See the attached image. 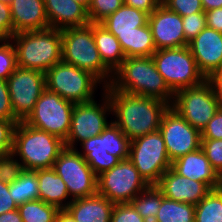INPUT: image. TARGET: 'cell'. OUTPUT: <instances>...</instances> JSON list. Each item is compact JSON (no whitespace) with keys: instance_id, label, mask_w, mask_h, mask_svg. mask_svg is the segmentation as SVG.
Wrapping results in <instances>:
<instances>
[{"instance_id":"1","label":"cell","mask_w":222,"mask_h":222,"mask_svg":"<svg viewBox=\"0 0 222 222\" xmlns=\"http://www.w3.org/2000/svg\"><path fill=\"white\" fill-rule=\"evenodd\" d=\"M112 107V120L131 141L158 131L162 117L170 105L153 97H145L105 86Z\"/></svg>"},{"instance_id":"2","label":"cell","mask_w":222,"mask_h":222,"mask_svg":"<svg viewBox=\"0 0 222 222\" xmlns=\"http://www.w3.org/2000/svg\"><path fill=\"white\" fill-rule=\"evenodd\" d=\"M110 85L122 92L153 97L173 104L174 93L156 69L152 57H129L113 73Z\"/></svg>"},{"instance_id":"3","label":"cell","mask_w":222,"mask_h":222,"mask_svg":"<svg viewBox=\"0 0 222 222\" xmlns=\"http://www.w3.org/2000/svg\"><path fill=\"white\" fill-rule=\"evenodd\" d=\"M64 149L65 142L59 137L33 128L24 121L16 124L11 154L22 164L23 169L35 171L53 168Z\"/></svg>"},{"instance_id":"4","label":"cell","mask_w":222,"mask_h":222,"mask_svg":"<svg viewBox=\"0 0 222 222\" xmlns=\"http://www.w3.org/2000/svg\"><path fill=\"white\" fill-rule=\"evenodd\" d=\"M11 42L16 51V65L19 68L36 69L45 73L62 61L61 30L19 32L12 36Z\"/></svg>"},{"instance_id":"5","label":"cell","mask_w":222,"mask_h":222,"mask_svg":"<svg viewBox=\"0 0 222 222\" xmlns=\"http://www.w3.org/2000/svg\"><path fill=\"white\" fill-rule=\"evenodd\" d=\"M62 61L88 71L104 86L110 85L113 73L103 64L93 36V23L61 30Z\"/></svg>"},{"instance_id":"6","label":"cell","mask_w":222,"mask_h":222,"mask_svg":"<svg viewBox=\"0 0 222 222\" xmlns=\"http://www.w3.org/2000/svg\"><path fill=\"white\" fill-rule=\"evenodd\" d=\"M151 57L174 94L181 89L200 85L206 80L188 46L156 50Z\"/></svg>"},{"instance_id":"7","label":"cell","mask_w":222,"mask_h":222,"mask_svg":"<svg viewBox=\"0 0 222 222\" xmlns=\"http://www.w3.org/2000/svg\"><path fill=\"white\" fill-rule=\"evenodd\" d=\"M46 89L74 103L92 101L98 86L103 83L88 71L63 61L45 72ZM99 84V85H98Z\"/></svg>"},{"instance_id":"8","label":"cell","mask_w":222,"mask_h":222,"mask_svg":"<svg viewBox=\"0 0 222 222\" xmlns=\"http://www.w3.org/2000/svg\"><path fill=\"white\" fill-rule=\"evenodd\" d=\"M128 159L148 185H156L172 167L159 130L131 140Z\"/></svg>"},{"instance_id":"9","label":"cell","mask_w":222,"mask_h":222,"mask_svg":"<svg viewBox=\"0 0 222 222\" xmlns=\"http://www.w3.org/2000/svg\"><path fill=\"white\" fill-rule=\"evenodd\" d=\"M74 105V102L45 89L24 122L65 141L70 131Z\"/></svg>"},{"instance_id":"10","label":"cell","mask_w":222,"mask_h":222,"mask_svg":"<svg viewBox=\"0 0 222 222\" xmlns=\"http://www.w3.org/2000/svg\"><path fill=\"white\" fill-rule=\"evenodd\" d=\"M102 99L97 103L95 99L88 102L75 103L71 127L66 138L65 147L76 149L77 143H82L91 137L100 135L110 122L108 114H112V107L108 94L102 92ZM76 144V145H75Z\"/></svg>"},{"instance_id":"11","label":"cell","mask_w":222,"mask_h":222,"mask_svg":"<svg viewBox=\"0 0 222 222\" xmlns=\"http://www.w3.org/2000/svg\"><path fill=\"white\" fill-rule=\"evenodd\" d=\"M192 127L202 132L213 118L220 104L210 83L181 89L174 94L171 105Z\"/></svg>"},{"instance_id":"12","label":"cell","mask_w":222,"mask_h":222,"mask_svg":"<svg viewBox=\"0 0 222 222\" xmlns=\"http://www.w3.org/2000/svg\"><path fill=\"white\" fill-rule=\"evenodd\" d=\"M147 186L128 158L97 176V193L114 204L130 203Z\"/></svg>"},{"instance_id":"13","label":"cell","mask_w":222,"mask_h":222,"mask_svg":"<svg viewBox=\"0 0 222 222\" xmlns=\"http://www.w3.org/2000/svg\"><path fill=\"white\" fill-rule=\"evenodd\" d=\"M53 169L65 182L70 199L89 197L97 193V176L78 148H66L55 160Z\"/></svg>"},{"instance_id":"14","label":"cell","mask_w":222,"mask_h":222,"mask_svg":"<svg viewBox=\"0 0 222 222\" xmlns=\"http://www.w3.org/2000/svg\"><path fill=\"white\" fill-rule=\"evenodd\" d=\"M6 81L13 113L19 121H25L46 89L45 73L17 67Z\"/></svg>"},{"instance_id":"15","label":"cell","mask_w":222,"mask_h":222,"mask_svg":"<svg viewBox=\"0 0 222 222\" xmlns=\"http://www.w3.org/2000/svg\"><path fill=\"white\" fill-rule=\"evenodd\" d=\"M158 130L171 162L201 148V132L192 127L171 106L164 113Z\"/></svg>"},{"instance_id":"16","label":"cell","mask_w":222,"mask_h":222,"mask_svg":"<svg viewBox=\"0 0 222 222\" xmlns=\"http://www.w3.org/2000/svg\"><path fill=\"white\" fill-rule=\"evenodd\" d=\"M148 24L156 50L188 46L182 16L170 11L162 3L149 15Z\"/></svg>"},{"instance_id":"17","label":"cell","mask_w":222,"mask_h":222,"mask_svg":"<svg viewBox=\"0 0 222 222\" xmlns=\"http://www.w3.org/2000/svg\"><path fill=\"white\" fill-rule=\"evenodd\" d=\"M188 47L206 79L222 69V33L205 27L189 42Z\"/></svg>"},{"instance_id":"18","label":"cell","mask_w":222,"mask_h":222,"mask_svg":"<svg viewBox=\"0 0 222 222\" xmlns=\"http://www.w3.org/2000/svg\"><path fill=\"white\" fill-rule=\"evenodd\" d=\"M156 186L165 198L193 205H197L211 191L205 183L186 178L172 167L163 173Z\"/></svg>"},{"instance_id":"19","label":"cell","mask_w":222,"mask_h":222,"mask_svg":"<svg viewBox=\"0 0 222 222\" xmlns=\"http://www.w3.org/2000/svg\"><path fill=\"white\" fill-rule=\"evenodd\" d=\"M172 168L186 178L205 183L211 190L222 187V178L210 165L202 148L176 159Z\"/></svg>"},{"instance_id":"20","label":"cell","mask_w":222,"mask_h":222,"mask_svg":"<svg viewBox=\"0 0 222 222\" xmlns=\"http://www.w3.org/2000/svg\"><path fill=\"white\" fill-rule=\"evenodd\" d=\"M13 35L49 28L44 0H15L10 4Z\"/></svg>"},{"instance_id":"21","label":"cell","mask_w":222,"mask_h":222,"mask_svg":"<svg viewBox=\"0 0 222 222\" xmlns=\"http://www.w3.org/2000/svg\"><path fill=\"white\" fill-rule=\"evenodd\" d=\"M49 27L62 30L90 23L87 9L74 0H44Z\"/></svg>"},{"instance_id":"22","label":"cell","mask_w":222,"mask_h":222,"mask_svg":"<svg viewBox=\"0 0 222 222\" xmlns=\"http://www.w3.org/2000/svg\"><path fill=\"white\" fill-rule=\"evenodd\" d=\"M114 203L98 193L73 199L65 208L76 222H110Z\"/></svg>"},{"instance_id":"23","label":"cell","mask_w":222,"mask_h":222,"mask_svg":"<svg viewBox=\"0 0 222 222\" xmlns=\"http://www.w3.org/2000/svg\"><path fill=\"white\" fill-rule=\"evenodd\" d=\"M36 176L38 178L39 200L58 209H65L72 202V199H69L65 182L53 168L38 169Z\"/></svg>"},{"instance_id":"24","label":"cell","mask_w":222,"mask_h":222,"mask_svg":"<svg viewBox=\"0 0 222 222\" xmlns=\"http://www.w3.org/2000/svg\"><path fill=\"white\" fill-rule=\"evenodd\" d=\"M148 17V13L123 4L100 24L117 37L118 35H129L136 31L137 27L147 25Z\"/></svg>"},{"instance_id":"25","label":"cell","mask_w":222,"mask_h":222,"mask_svg":"<svg viewBox=\"0 0 222 222\" xmlns=\"http://www.w3.org/2000/svg\"><path fill=\"white\" fill-rule=\"evenodd\" d=\"M84 157L96 176L104 171L110 170L120 163V159L105 150V129L98 135L83 141L81 144Z\"/></svg>"},{"instance_id":"26","label":"cell","mask_w":222,"mask_h":222,"mask_svg":"<svg viewBox=\"0 0 222 222\" xmlns=\"http://www.w3.org/2000/svg\"><path fill=\"white\" fill-rule=\"evenodd\" d=\"M93 36L103 64L114 73L126 58L118 39L100 23H93Z\"/></svg>"},{"instance_id":"27","label":"cell","mask_w":222,"mask_h":222,"mask_svg":"<svg viewBox=\"0 0 222 222\" xmlns=\"http://www.w3.org/2000/svg\"><path fill=\"white\" fill-rule=\"evenodd\" d=\"M116 38L126 58L151 57L156 51L149 24L137 27L136 31L129 35H118Z\"/></svg>"},{"instance_id":"28","label":"cell","mask_w":222,"mask_h":222,"mask_svg":"<svg viewBox=\"0 0 222 222\" xmlns=\"http://www.w3.org/2000/svg\"><path fill=\"white\" fill-rule=\"evenodd\" d=\"M11 198L19 206L25 202L39 200L36 170H23L20 176L9 184Z\"/></svg>"},{"instance_id":"29","label":"cell","mask_w":222,"mask_h":222,"mask_svg":"<svg viewBox=\"0 0 222 222\" xmlns=\"http://www.w3.org/2000/svg\"><path fill=\"white\" fill-rule=\"evenodd\" d=\"M130 203L146 222H154L162 203L161 190L156 185H148Z\"/></svg>"},{"instance_id":"30","label":"cell","mask_w":222,"mask_h":222,"mask_svg":"<svg viewBox=\"0 0 222 222\" xmlns=\"http://www.w3.org/2000/svg\"><path fill=\"white\" fill-rule=\"evenodd\" d=\"M194 216L195 205L170 200L162 194V203L154 222H194Z\"/></svg>"},{"instance_id":"31","label":"cell","mask_w":222,"mask_h":222,"mask_svg":"<svg viewBox=\"0 0 222 222\" xmlns=\"http://www.w3.org/2000/svg\"><path fill=\"white\" fill-rule=\"evenodd\" d=\"M194 222H222V187L212 189L195 205Z\"/></svg>"},{"instance_id":"32","label":"cell","mask_w":222,"mask_h":222,"mask_svg":"<svg viewBox=\"0 0 222 222\" xmlns=\"http://www.w3.org/2000/svg\"><path fill=\"white\" fill-rule=\"evenodd\" d=\"M23 222H55L60 209L42 200L25 202L18 206Z\"/></svg>"},{"instance_id":"33","label":"cell","mask_w":222,"mask_h":222,"mask_svg":"<svg viewBox=\"0 0 222 222\" xmlns=\"http://www.w3.org/2000/svg\"><path fill=\"white\" fill-rule=\"evenodd\" d=\"M105 150L120 160L129 156L130 140L112 120L105 128Z\"/></svg>"},{"instance_id":"34","label":"cell","mask_w":222,"mask_h":222,"mask_svg":"<svg viewBox=\"0 0 222 222\" xmlns=\"http://www.w3.org/2000/svg\"><path fill=\"white\" fill-rule=\"evenodd\" d=\"M124 4L123 0H91L87 9L90 23H101Z\"/></svg>"},{"instance_id":"35","label":"cell","mask_w":222,"mask_h":222,"mask_svg":"<svg viewBox=\"0 0 222 222\" xmlns=\"http://www.w3.org/2000/svg\"><path fill=\"white\" fill-rule=\"evenodd\" d=\"M16 68L14 44L11 41L0 43V80H7Z\"/></svg>"},{"instance_id":"36","label":"cell","mask_w":222,"mask_h":222,"mask_svg":"<svg viewBox=\"0 0 222 222\" xmlns=\"http://www.w3.org/2000/svg\"><path fill=\"white\" fill-rule=\"evenodd\" d=\"M201 148L210 165L222 178V139H201Z\"/></svg>"},{"instance_id":"37","label":"cell","mask_w":222,"mask_h":222,"mask_svg":"<svg viewBox=\"0 0 222 222\" xmlns=\"http://www.w3.org/2000/svg\"><path fill=\"white\" fill-rule=\"evenodd\" d=\"M23 170L22 164L12 154L0 157V181L10 184Z\"/></svg>"},{"instance_id":"38","label":"cell","mask_w":222,"mask_h":222,"mask_svg":"<svg viewBox=\"0 0 222 222\" xmlns=\"http://www.w3.org/2000/svg\"><path fill=\"white\" fill-rule=\"evenodd\" d=\"M182 24L185 39L189 43L206 27L205 12H197L182 17Z\"/></svg>"},{"instance_id":"39","label":"cell","mask_w":222,"mask_h":222,"mask_svg":"<svg viewBox=\"0 0 222 222\" xmlns=\"http://www.w3.org/2000/svg\"><path fill=\"white\" fill-rule=\"evenodd\" d=\"M161 3L170 11L178 13L182 17L204 12L201 0H162Z\"/></svg>"},{"instance_id":"40","label":"cell","mask_w":222,"mask_h":222,"mask_svg":"<svg viewBox=\"0 0 222 222\" xmlns=\"http://www.w3.org/2000/svg\"><path fill=\"white\" fill-rule=\"evenodd\" d=\"M110 222H146L131 203L115 204Z\"/></svg>"},{"instance_id":"41","label":"cell","mask_w":222,"mask_h":222,"mask_svg":"<svg viewBox=\"0 0 222 222\" xmlns=\"http://www.w3.org/2000/svg\"><path fill=\"white\" fill-rule=\"evenodd\" d=\"M16 123L0 120V157L11 154Z\"/></svg>"},{"instance_id":"42","label":"cell","mask_w":222,"mask_h":222,"mask_svg":"<svg viewBox=\"0 0 222 222\" xmlns=\"http://www.w3.org/2000/svg\"><path fill=\"white\" fill-rule=\"evenodd\" d=\"M0 120L20 122L13 113L6 80H0Z\"/></svg>"},{"instance_id":"43","label":"cell","mask_w":222,"mask_h":222,"mask_svg":"<svg viewBox=\"0 0 222 222\" xmlns=\"http://www.w3.org/2000/svg\"><path fill=\"white\" fill-rule=\"evenodd\" d=\"M13 36V22L10 4L0 1V43L11 41Z\"/></svg>"},{"instance_id":"44","label":"cell","mask_w":222,"mask_h":222,"mask_svg":"<svg viewBox=\"0 0 222 222\" xmlns=\"http://www.w3.org/2000/svg\"><path fill=\"white\" fill-rule=\"evenodd\" d=\"M201 139H222V106L202 130Z\"/></svg>"},{"instance_id":"45","label":"cell","mask_w":222,"mask_h":222,"mask_svg":"<svg viewBox=\"0 0 222 222\" xmlns=\"http://www.w3.org/2000/svg\"><path fill=\"white\" fill-rule=\"evenodd\" d=\"M18 209V205L11 198L9 184L0 181V215Z\"/></svg>"},{"instance_id":"46","label":"cell","mask_w":222,"mask_h":222,"mask_svg":"<svg viewBox=\"0 0 222 222\" xmlns=\"http://www.w3.org/2000/svg\"><path fill=\"white\" fill-rule=\"evenodd\" d=\"M124 5L139 9L149 15L161 4V0H123Z\"/></svg>"},{"instance_id":"47","label":"cell","mask_w":222,"mask_h":222,"mask_svg":"<svg viewBox=\"0 0 222 222\" xmlns=\"http://www.w3.org/2000/svg\"><path fill=\"white\" fill-rule=\"evenodd\" d=\"M204 12L206 15V27L222 33V7Z\"/></svg>"},{"instance_id":"48","label":"cell","mask_w":222,"mask_h":222,"mask_svg":"<svg viewBox=\"0 0 222 222\" xmlns=\"http://www.w3.org/2000/svg\"><path fill=\"white\" fill-rule=\"evenodd\" d=\"M206 80L212 86L215 97L222 106V69L212 73Z\"/></svg>"},{"instance_id":"49","label":"cell","mask_w":222,"mask_h":222,"mask_svg":"<svg viewBox=\"0 0 222 222\" xmlns=\"http://www.w3.org/2000/svg\"><path fill=\"white\" fill-rule=\"evenodd\" d=\"M0 222H23L18 209L0 215Z\"/></svg>"},{"instance_id":"50","label":"cell","mask_w":222,"mask_h":222,"mask_svg":"<svg viewBox=\"0 0 222 222\" xmlns=\"http://www.w3.org/2000/svg\"><path fill=\"white\" fill-rule=\"evenodd\" d=\"M55 222H76L72 215L66 209H60Z\"/></svg>"},{"instance_id":"51","label":"cell","mask_w":222,"mask_h":222,"mask_svg":"<svg viewBox=\"0 0 222 222\" xmlns=\"http://www.w3.org/2000/svg\"><path fill=\"white\" fill-rule=\"evenodd\" d=\"M204 11L222 7V0H201Z\"/></svg>"},{"instance_id":"52","label":"cell","mask_w":222,"mask_h":222,"mask_svg":"<svg viewBox=\"0 0 222 222\" xmlns=\"http://www.w3.org/2000/svg\"><path fill=\"white\" fill-rule=\"evenodd\" d=\"M78 3H80L81 5H83L86 9L89 8L91 0H74Z\"/></svg>"},{"instance_id":"53","label":"cell","mask_w":222,"mask_h":222,"mask_svg":"<svg viewBox=\"0 0 222 222\" xmlns=\"http://www.w3.org/2000/svg\"><path fill=\"white\" fill-rule=\"evenodd\" d=\"M1 2L7 3V4H11L13 3L15 0H0Z\"/></svg>"}]
</instances>
